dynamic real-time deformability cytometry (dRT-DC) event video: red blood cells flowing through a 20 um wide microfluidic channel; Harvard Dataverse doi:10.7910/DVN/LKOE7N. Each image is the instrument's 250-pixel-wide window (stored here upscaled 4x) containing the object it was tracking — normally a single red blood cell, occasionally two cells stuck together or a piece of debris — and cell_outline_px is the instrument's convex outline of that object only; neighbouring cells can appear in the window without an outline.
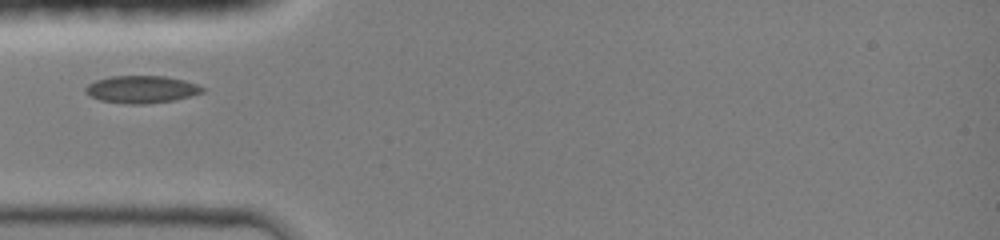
{"species": "common noctule bat (a hibernating species)", "species_latin": "Nyctalus noctula", "temperature_condition": "room temperature", "stored_images_in_passage": 10, "camera_frame_rate_fps": 3000, "um_per_image_px": 0.085, "animal": {"sex": "female", "body_mass_g": 19.0, "forearm_length_mm": 51.5}, "frame": {"image": 1, "passage_image": 1, "time_ms": 0.0, "image_size_px": [1000, 240], "cell_outline_px": [[204, 92], [176, 100], [144, 104], [128, 104], [100, 100], [88, 96], [84, 92], [84, 88], [88, 84], [96, 80], [112, 76], [164, 76], [184, 80], [196, 84], [204, 88]], "centroid_in_image_um": [12.0, 7.6], "position_along_channel_um": 73.0, "area_um2": 18.73}}
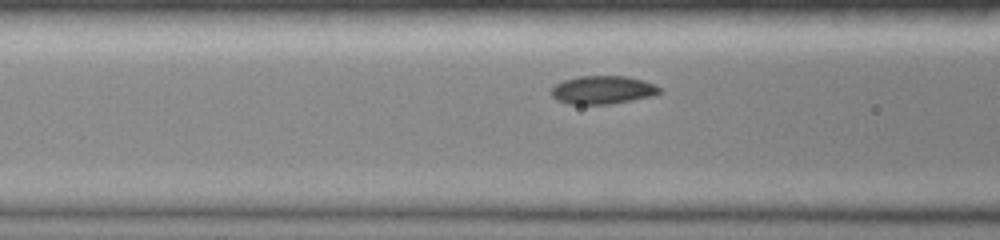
{"frame": {"image": 2, "passage_image": 5, "time_ms": 1.0, "image_size_px": [1000, 240], "cell_outline_px": [[664, 92], [652, 96], [632, 100], [608, 104], [568, 104], [556, 100], [552, 96], [552, 88], [556, 84], [564, 80], [580, 76], [628, 76], [644, 80], [656, 84]], "centroid_in_image_um": [51.27, 7.64], "position_along_channel_um": 115.3, "area_um2": 17.92}}
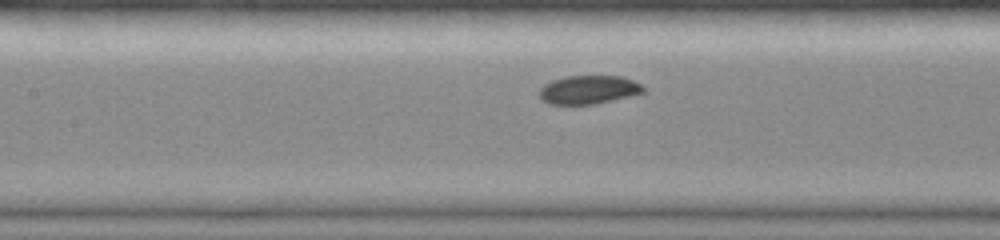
{"frame": {"image": 3, "passage_image": 10, "time_ms": 2.0, "image_size_px": [1000, 240], "cell_outline_px": [[644, 92], [596, 104], [548, 104], [540, 100], [540, 88], [544, 84], [552, 80], [564, 76], [620, 76], [632, 80], [640, 84], [644, 88]], "centroid_in_image_um": [49.98, 7.62], "position_along_channel_um": 157.4, "area_um2": 17.22}}